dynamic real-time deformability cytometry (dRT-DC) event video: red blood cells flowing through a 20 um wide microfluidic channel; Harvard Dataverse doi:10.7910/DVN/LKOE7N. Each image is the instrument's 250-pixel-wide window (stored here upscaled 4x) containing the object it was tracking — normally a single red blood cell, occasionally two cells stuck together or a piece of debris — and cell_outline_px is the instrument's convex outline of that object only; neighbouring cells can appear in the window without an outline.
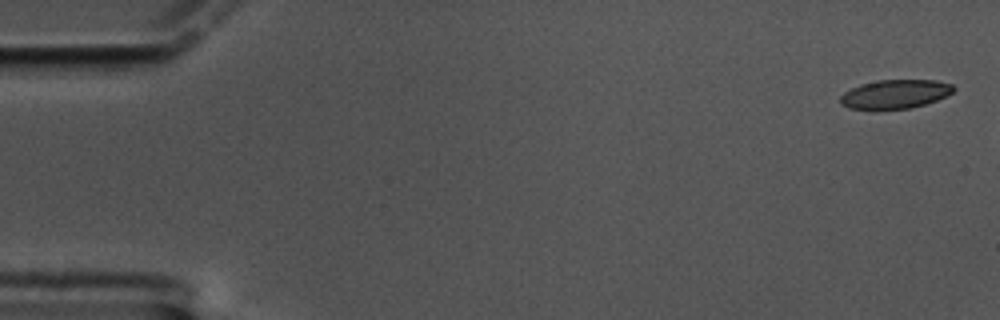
{"species": "common noctule bat (a hibernating species)", "species_latin": "Nyctalus noctula", "temperature_condition": "cold", "stored_images_in_passage": 7, "camera_frame_rate_fps": 3000, "um_per_image_px": 0.085, "animal": {"sex": "male", "body_mass_g": 17.5, "forearm_length_mm": 52.3}, "frame": {"image": 1, "passage_image": 1, "time_ms": 0.0, "image_size_px": [1000, 320], "cell_outline_px": [[956, 88], [952, 92], [936, 100], [924, 104], [908, 108], [848, 108], [840, 104], [840, 96], [844, 92], [860, 84], [880, 80], [936, 80], [952, 84]], "centroid_in_image_um": [76.08, 7.98], "position_along_channel_um": 8.9, "area_um2": 18.67}}